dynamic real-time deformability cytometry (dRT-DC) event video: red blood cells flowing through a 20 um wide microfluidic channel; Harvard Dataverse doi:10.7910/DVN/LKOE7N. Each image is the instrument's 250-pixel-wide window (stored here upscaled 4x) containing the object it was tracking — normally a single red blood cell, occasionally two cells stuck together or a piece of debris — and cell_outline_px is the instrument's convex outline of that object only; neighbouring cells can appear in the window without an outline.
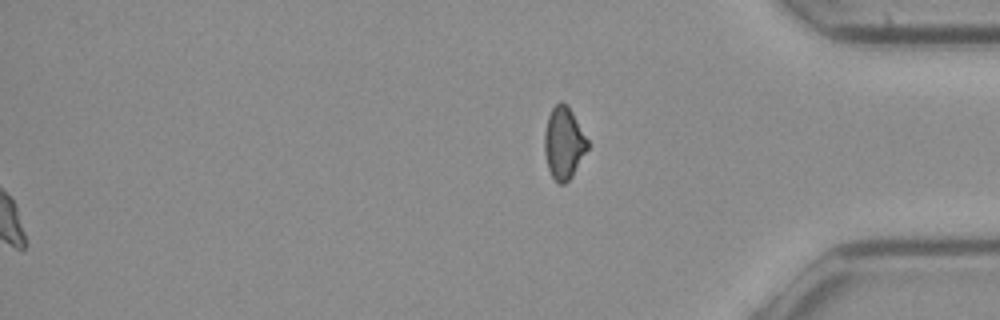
{"species": "common noctule bat (a hibernating species)", "species_latin": "Nyctalus noctula", "temperature_condition": "cold", "stored_images_in_passage": 53, "segment_of_instrument_passage": [2, 2], "camera_frame_rate_fps": 3000, "um_per_image_px": 0.085, "animal": {"sex": "female", "body_mass_g": 21.9}, "frame": {"image": 1, "passage_image": 53, "time_ms": 17.333, "image_size_px": [1000, 320], "cell_outline_px": [[588, 148], [572, 176], [564, 184], [556, 184], [548, 168], [544, 152], [544, 132], [548, 116], [552, 108], [560, 100], [568, 104], [588, 140]], "centroid_in_image_um": [47.9, 12.14], "position_along_channel_um": 387.3, "area_um2": 18.21}}